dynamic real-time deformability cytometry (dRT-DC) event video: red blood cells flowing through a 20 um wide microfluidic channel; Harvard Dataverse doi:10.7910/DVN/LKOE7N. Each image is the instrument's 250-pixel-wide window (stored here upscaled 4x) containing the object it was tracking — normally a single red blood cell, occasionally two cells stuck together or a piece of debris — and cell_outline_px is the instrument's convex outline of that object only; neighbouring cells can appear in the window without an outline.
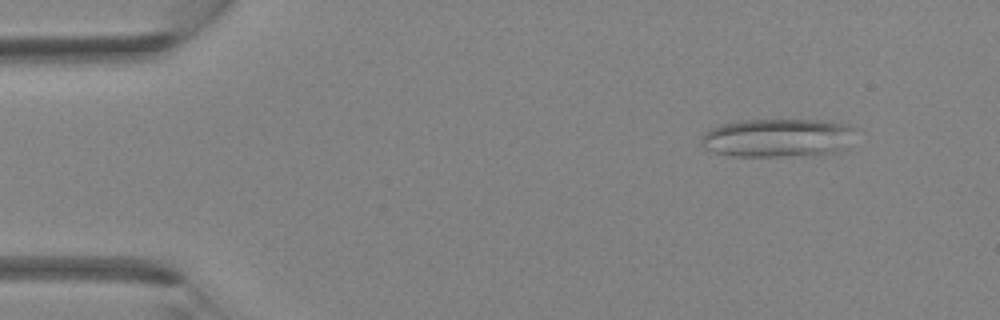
{"species": "Egyptian fruit bat (a non-hibernating species)", "species_latin": "Rousettus aegyptiacus", "temperature_condition": "room temperature", "stored_images_in_passage": 37, "camera_frame_rate_fps": 3000, "um_per_image_px": 0.085, "animal": {"sex": "female"}, "frame": {"image": 1, "passage_image": 2, "time_ms": 0.333, "image_size_px": [1000, 320], "cell_outline_px": [[856, 128], [840, 148], [816, 156], [732, 156], [716, 152], [704, 148], [700, 144], [700, 140], [704, 132], [720, 124], [740, 120], [820, 120], [848, 124]], "centroid_in_image_um": [66.0, 11.71], "position_along_channel_um": 19.0, "area_um2": 34.33}}
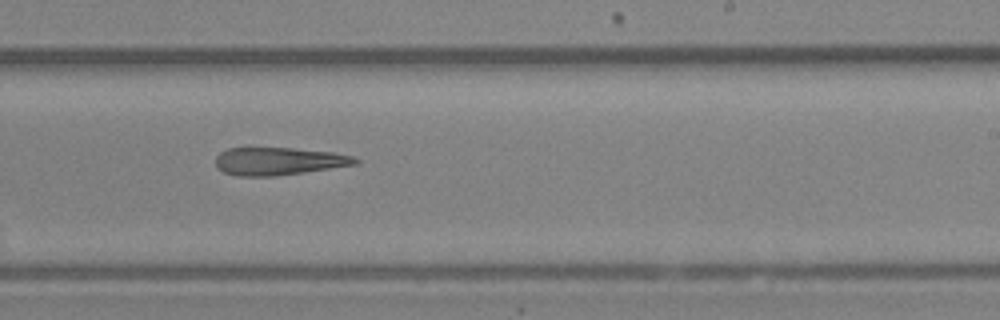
{"frame": {"image": 2, "passage_image": 22, "time_ms": 7.0, "image_size_px": [1000, 320], "cell_outline_px": [[360, 160], [356, 164], [304, 172], [276, 176], [240, 176], [224, 172], [216, 168], [216, 156], [220, 152], [228, 148], [292, 148], [332, 152], [352, 156]], "centroid_in_image_um": [23.65, 13.7], "position_along_channel_um": 265.3, "area_um2": 22.43}}
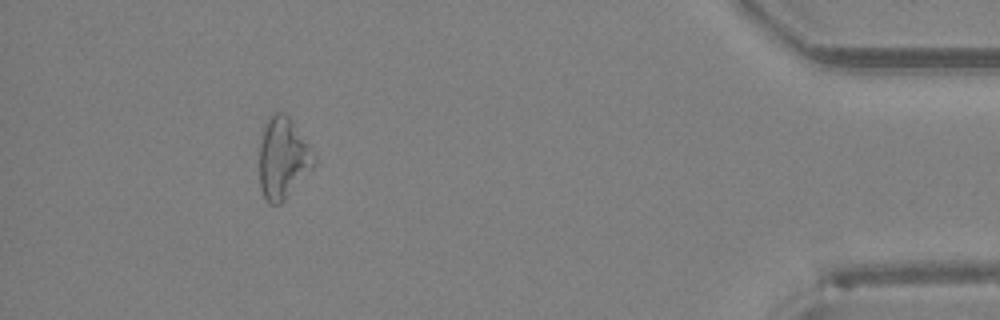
{"frame": {"image": 3, "passage_image": 34, "time_ms": 11.0, "image_size_px": [1000, 320], "cell_outline_px": [[316, 164], [284, 200], [280, 204], [268, 204], [260, 188], [260, 144], [264, 128], [272, 112], [284, 112], [292, 120], [316, 152]], "centroid_in_image_um": [24.08, 13.43], "position_along_channel_um": 411.1, "area_um2": 26.07}}